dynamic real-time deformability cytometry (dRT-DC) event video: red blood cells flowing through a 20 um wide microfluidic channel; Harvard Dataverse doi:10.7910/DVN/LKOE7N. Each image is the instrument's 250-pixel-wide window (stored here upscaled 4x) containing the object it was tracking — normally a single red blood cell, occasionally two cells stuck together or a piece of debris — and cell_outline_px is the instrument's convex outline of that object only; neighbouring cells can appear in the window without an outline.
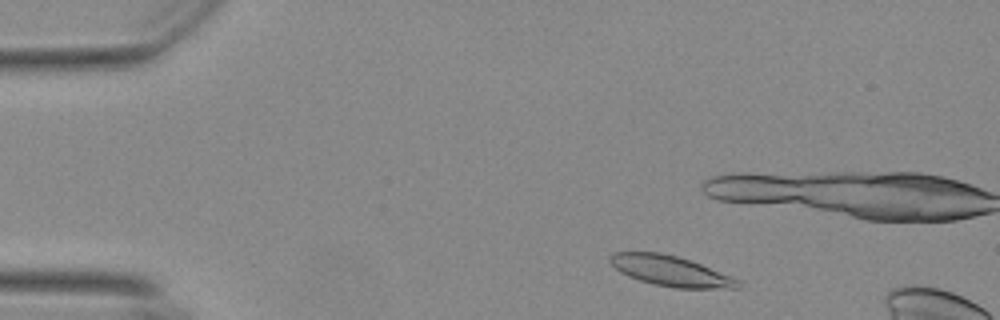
{"species": "Egyptian fruit bat (a non-hibernating species)", "species_latin": "Rousettus aegyptiacus", "temperature_condition": "warm", "stored_images_in_passage": 12, "camera_frame_rate_fps": 3000, "um_per_image_px": 0.085, "animal": {"sex": "female"}, "frame": {"image": 1, "passage_image": 4, "time_ms": 1.0, "image_size_px": [1000, 320], "cell_outline_px": [[744, 284], [740, 288], [676, 288], [652, 284], [628, 276], [620, 272], [608, 260], [608, 256], [612, 252], [660, 252], [692, 260], [740, 280]], "centroid_in_image_um": [57.01, 23.03], "position_along_channel_um": 28.0, "area_um2": 22.77}}